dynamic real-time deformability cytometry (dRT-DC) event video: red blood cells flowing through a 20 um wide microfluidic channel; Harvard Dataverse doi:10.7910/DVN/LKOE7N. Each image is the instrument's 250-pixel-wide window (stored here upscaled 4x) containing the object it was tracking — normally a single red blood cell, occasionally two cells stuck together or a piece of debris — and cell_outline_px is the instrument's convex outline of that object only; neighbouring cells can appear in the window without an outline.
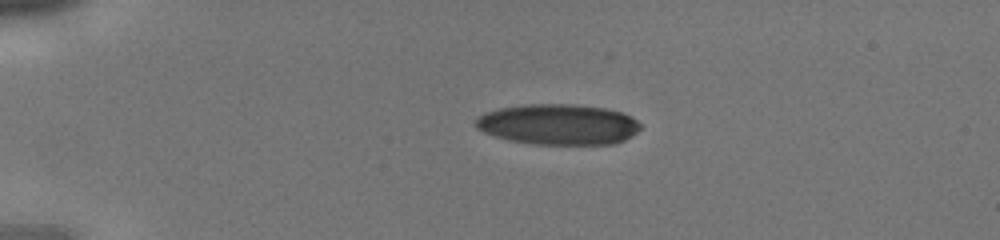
{"species": "human", "species_latin": "Homo sapiens", "temperature_condition": "cold", "stored_images_in_passage": 33, "camera_frame_rate_fps": 3000, "um_per_image_px": 0.085, "donor": {"sex": "male"}, "frame": {"image": 1, "passage_image": 1, "time_ms": 0.0, "image_size_px": [1000, 240], "cell_outline_px": [[640, 128], [632, 136], [624, 140], [612, 144], [536, 144], [508, 140], [484, 132], [476, 128], [476, 120], [484, 112], [500, 108], [528, 104], [572, 104], [604, 108], [620, 112], [636, 120], [640, 124]], "centroid_in_image_um": [47.44, 10.57], "position_along_channel_um": 37.6, "area_um2": 38.73}}
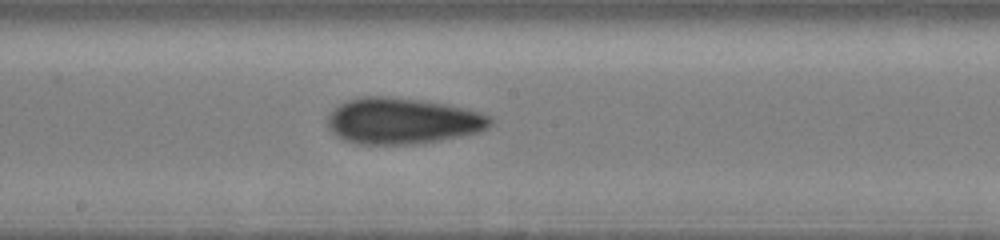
{"frame": {"image": 2, "passage_image": 15, "time_ms": 4.667, "image_size_px": [1000, 240], "cell_outline_px": [[492, 124], [488, 128], [480, 132], [440, 140], [416, 144], [356, 144], [344, 140], [336, 136], [328, 128], [328, 116], [340, 104], [348, 100], [360, 96], [384, 96], [416, 100], [444, 104], [480, 112], [488, 116], [492, 120]], "centroid_in_image_um": [34.19, 10.29], "position_along_channel_um": 214.0, "area_um2": 43.47}}
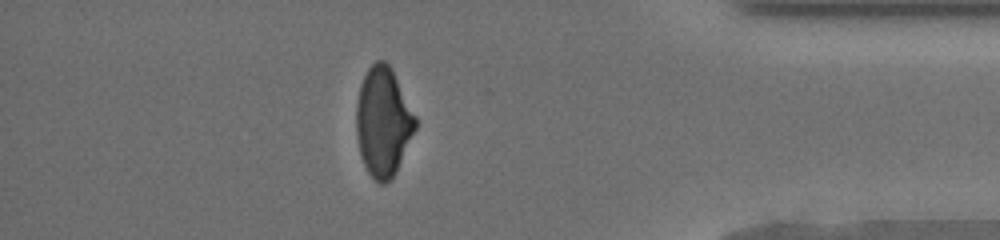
{"frame": {"image": 3, "passage_image": 28, "time_ms": 9.0, "image_size_px": [1000, 240], "cell_outline_px": [[416, 128], [396, 172], [384, 184], [380, 184], [368, 172], [364, 164], [360, 152], [356, 132], [356, 104], [360, 84], [368, 68], [376, 60], [384, 60], [392, 68], [416, 116]], "centroid_in_image_um": [32.56, 10.32], "position_along_channel_um": 402.6, "area_um2": 37.45}}